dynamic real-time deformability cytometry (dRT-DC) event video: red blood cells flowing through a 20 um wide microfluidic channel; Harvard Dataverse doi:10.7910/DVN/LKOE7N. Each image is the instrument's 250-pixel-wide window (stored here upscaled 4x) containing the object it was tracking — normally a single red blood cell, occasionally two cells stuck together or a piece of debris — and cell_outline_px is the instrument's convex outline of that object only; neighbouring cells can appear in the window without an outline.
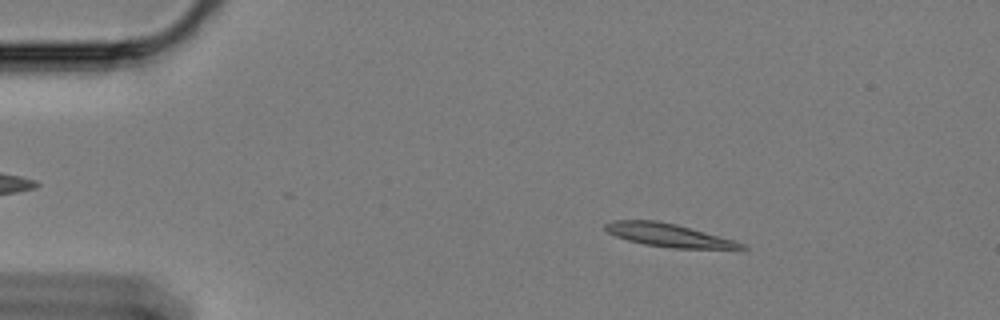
{"species": "Egyptian fruit bat (a non-hibernating species)", "species_latin": "Rousettus aegyptiacus", "temperature_condition": "cold", "stored_images_in_passage": 17, "camera_frame_rate_fps": 3000, "um_per_image_px": 0.085, "animal": {"sex": "female"}, "frame": {"image": 1, "passage_image": 9, "time_ms": 2.667, "image_size_px": [1000, 320], "cell_outline_px": [[748, 248], [672, 248], [644, 244], [628, 240], [616, 236], [608, 232], [604, 228], [604, 224], [616, 220], [656, 220], [676, 224], [732, 240], [744, 244]], "centroid_in_image_um": [56.74, 19.98], "position_along_channel_um": 28.3, "area_um2": 17.86}}
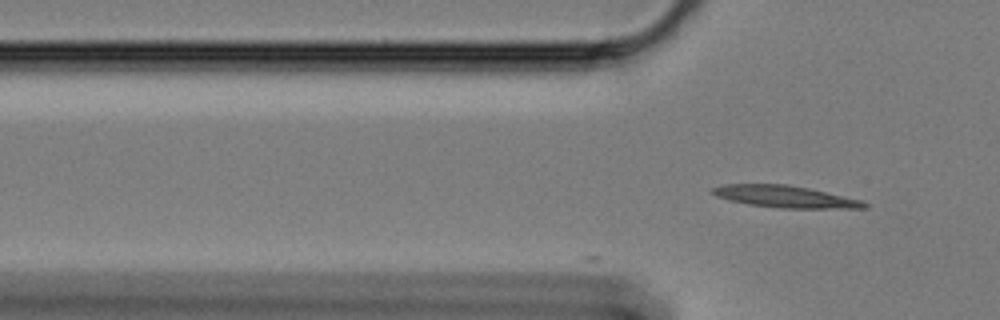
{"frame": {"image": 2, "passage_image": 17, "time_ms": 5.333, "image_size_px": [1000, 320], "cell_outline_px": [[868, 208], [780, 208], [748, 204], [716, 196], [712, 192], [712, 188], [724, 184], [788, 184], [808, 188], [860, 200], [868, 204]], "centroid_in_image_um": [66.73, 16.71], "position_along_channel_um": 59.1, "area_um2": 19.07}}